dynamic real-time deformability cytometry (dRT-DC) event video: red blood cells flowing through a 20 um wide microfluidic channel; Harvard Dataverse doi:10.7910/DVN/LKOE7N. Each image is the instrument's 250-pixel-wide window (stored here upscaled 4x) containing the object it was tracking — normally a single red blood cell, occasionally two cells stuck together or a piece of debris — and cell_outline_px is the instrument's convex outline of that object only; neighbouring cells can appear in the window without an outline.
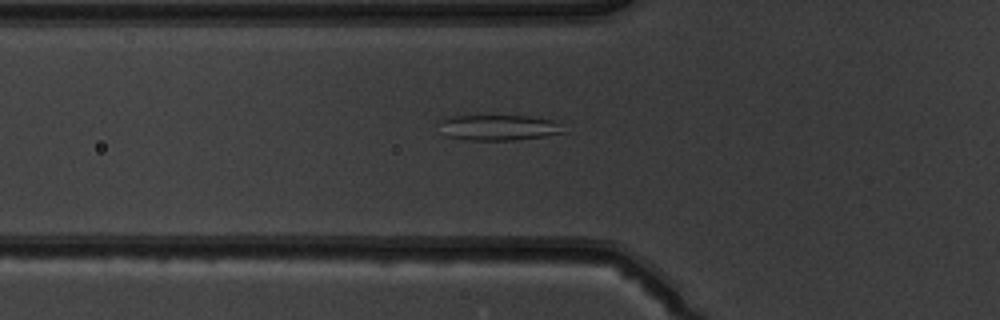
{"species": "common noctule bat (a hibernating species)", "species_latin": "Nyctalus noctula", "temperature_condition": "warm", "stored_images_in_passage": 52, "camera_frame_rate_fps": 3000, "um_per_image_px": 0.085, "animal": {"sex": "male", "body_mass_g": 19.5, "forearm_length_mm": 54.6}, "frame": {"image": 1, "passage_image": 19, "time_ms": 6.0, "image_size_px": [1000, 320], "cell_outline_px": [[564, 132], [544, 136], [516, 140], [464, 140], [444, 136], [440, 120], [448, 116], [528, 116], [552, 120]], "centroid_in_image_um": [42.29, 10.85], "position_along_channel_um": 83.5, "area_um2": 18.26}}
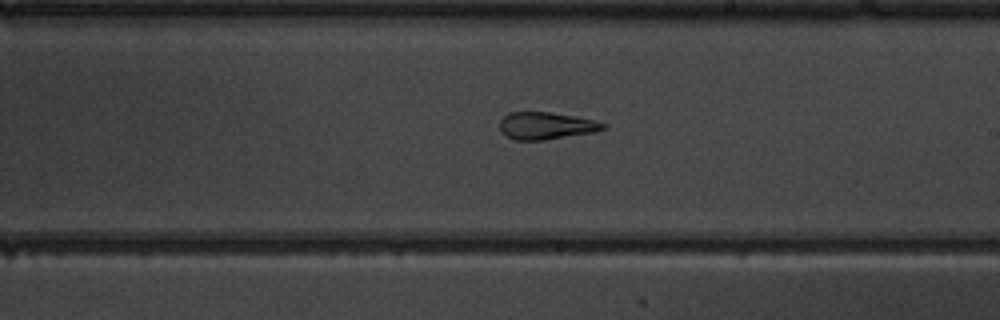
{"frame": {"image": 2, "passage_image": 31, "time_ms": 10.0, "image_size_px": [1000, 320], "cell_outline_px": [[608, 128], [592, 132], [544, 140], [516, 140], [500, 132], [500, 120], [508, 112], [548, 112], [576, 116], [596, 120], [608, 124]], "centroid_in_image_um": [46.44, 10.68], "position_along_channel_um": 242.6, "area_um2": 16.47}}
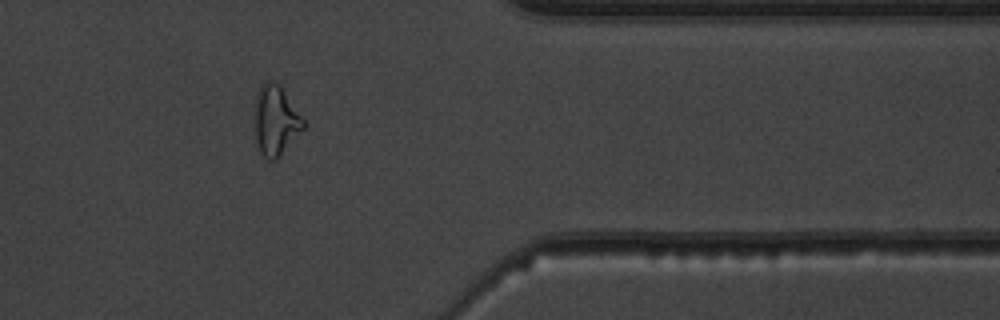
{"frame": {"image": 3, "passage_image": 43, "time_ms": 14.0, "image_size_px": [1000, 320], "cell_outline_px": [[304, 128], [276, 160], [268, 160], [260, 152], [256, 140], [256, 96], [264, 80], [276, 80], [280, 84], [304, 120]], "centroid_in_image_um": [23.44, 10.21], "position_along_channel_um": 388.0, "area_um2": 19.54}, "authors_computed_cell_mechanics": {"area_um2": 20.7502, "velocity_mm_per_s": 3.9757, "shape_relaxation_time_tau1_ms": null, "shape_relaxation_time_tau2_ms": 1.8405, "deformation_change_tau1": null, "deformation_change_tau2": 0.1005}}